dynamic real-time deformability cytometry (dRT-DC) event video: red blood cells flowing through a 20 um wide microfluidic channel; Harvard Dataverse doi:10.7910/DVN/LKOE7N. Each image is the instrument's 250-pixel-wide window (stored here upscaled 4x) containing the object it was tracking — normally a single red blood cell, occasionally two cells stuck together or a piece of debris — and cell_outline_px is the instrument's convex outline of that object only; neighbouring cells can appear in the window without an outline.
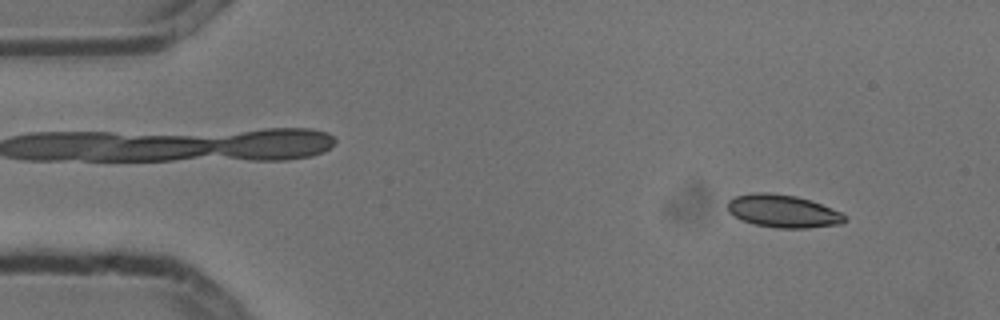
{"species": "common noctule bat (a hibernating species)", "species_latin": "Nyctalus noctula", "temperature_condition": "cold", "stored_images_in_passage": 4, "camera_frame_rate_fps": 3000, "um_per_image_px": 0.085, "animal": {"sex": "male", "body_mass_g": 13.3}, "frame": {"image": 1, "passage_image": 4, "time_ms": 1.0, "image_size_px": [1000, 320], "cell_outline_px": [[844, 220], [840, 224], [808, 228], [776, 228], [756, 224], [740, 220], [728, 212], [728, 200], [736, 196], [752, 192], [768, 192], [796, 196], [820, 204], [840, 212], [844, 216]], "centroid_in_image_um": [66.48, 17.94], "position_along_channel_um": 18.5, "area_um2": 22.2}}